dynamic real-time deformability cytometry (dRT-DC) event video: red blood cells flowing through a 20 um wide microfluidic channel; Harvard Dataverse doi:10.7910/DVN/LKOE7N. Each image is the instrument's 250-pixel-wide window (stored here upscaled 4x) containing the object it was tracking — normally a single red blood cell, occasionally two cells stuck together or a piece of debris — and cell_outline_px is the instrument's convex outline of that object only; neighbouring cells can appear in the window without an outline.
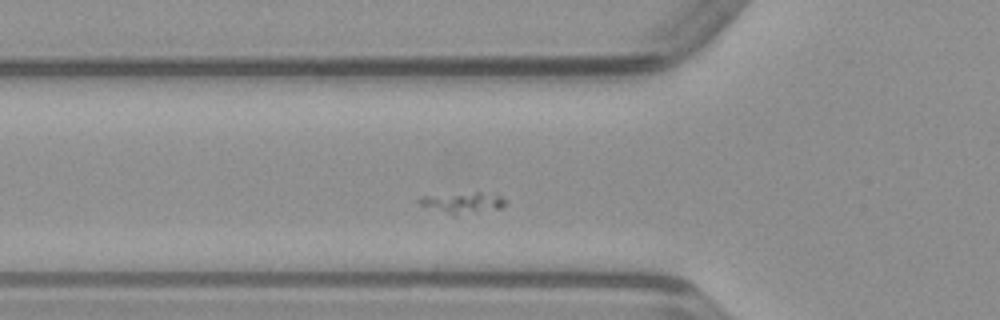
{"species": "common noctule bat (a hibernating species)", "species_latin": "Nyctalus noctula", "temperature_condition": "warm", "stored_images_in_passage": 34, "camera_frame_rate_fps": 3000, "um_per_image_px": 0.085, "animal": {"sex": "male", "body_mass_g": 23.1, "forearm_length_mm": 52.7}, "frame": {"image": 1, "passage_image": 10, "time_ms": 3.0, "image_size_px": [1000, 320], "cell_outline_px": [[504, 204], [500, 208], [452, 216], [420, 204], [416, 200], [424, 196], [476, 192], [480, 192], [500, 196], [504, 200]], "centroid_in_image_um": [39.29, 17.24], "position_along_channel_um": 86.5, "area_um2": 10.23}}